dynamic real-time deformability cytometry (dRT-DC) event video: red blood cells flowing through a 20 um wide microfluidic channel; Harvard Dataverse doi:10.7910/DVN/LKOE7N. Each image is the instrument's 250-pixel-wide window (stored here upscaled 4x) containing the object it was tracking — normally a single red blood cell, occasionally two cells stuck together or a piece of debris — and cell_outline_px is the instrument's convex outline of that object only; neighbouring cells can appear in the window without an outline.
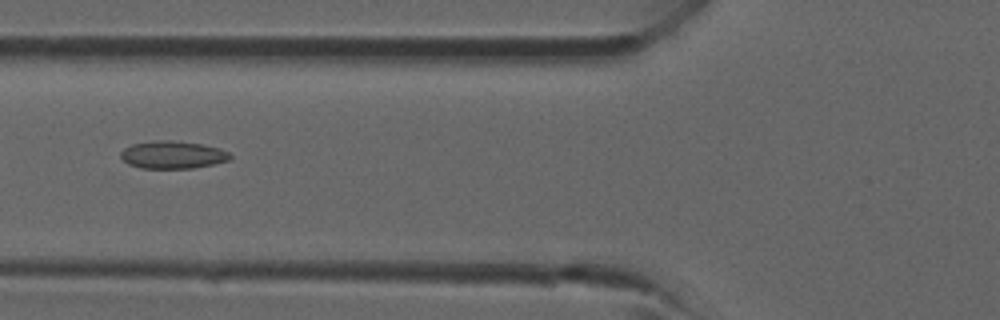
{"species": "common noctule bat (a hibernating species)", "species_latin": "Nyctalus noctula", "temperature_condition": "room temperature", "stored_images_in_passage": 4, "camera_frame_rate_fps": 3000, "um_per_image_px": 0.085, "animal": {"sex": "male", "forearm_length_mm": 52.5}, "frame": {"image": 1, "passage_image": 4, "time_ms": 4.667, "image_size_px": [1000, 320], "cell_outline_px": [[232, 156], [228, 160], [212, 164], [192, 168], [140, 168], [128, 164], [120, 156], [120, 152], [124, 148], [132, 144], [152, 140], [172, 140], [204, 144], [220, 148], [228, 152]], "centroid_in_image_um": [14.66, 13.14], "position_along_channel_um": 111.1, "area_um2": 17.69}}